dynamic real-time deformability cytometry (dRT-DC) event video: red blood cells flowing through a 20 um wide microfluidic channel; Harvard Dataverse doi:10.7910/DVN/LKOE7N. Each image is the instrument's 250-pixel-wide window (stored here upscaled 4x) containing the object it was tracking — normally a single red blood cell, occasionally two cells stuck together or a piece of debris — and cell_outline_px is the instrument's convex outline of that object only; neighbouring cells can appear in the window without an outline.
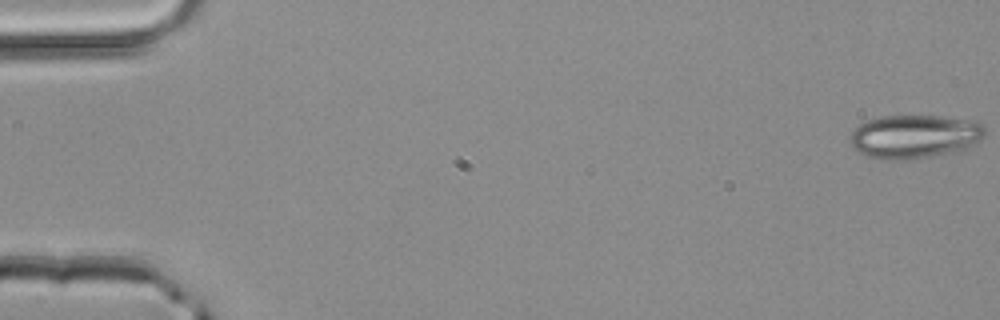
{"species": "common noctule bat (a hibernating species)", "species_latin": "Nyctalus noctula", "temperature_condition": "room temperature", "stored_images_in_passage": 4, "camera_frame_rate_fps": 3000, "um_per_image_px": 0.085, "animal": {"sex": "male", "body_mass_g": 20.4}, "frame": {"image": 1, "passage_image": 1, "time_ms": 0.0, "image_size_px": [1000, 320], "cell_outline_px": [[984, 136], [980, 140], [964, 152], [928, 156], [888, 160], [884, 160], [868, 156], [860, 152], [852, 144], [852, 132], [860, 124], [868, 120], [884, 116], [940, 116], [980, 120], [984, 124]], "centroid_in_image_um": [77.86, 11.59], "position_along_channel_um": 7.1, "area_um2": 34.28}}